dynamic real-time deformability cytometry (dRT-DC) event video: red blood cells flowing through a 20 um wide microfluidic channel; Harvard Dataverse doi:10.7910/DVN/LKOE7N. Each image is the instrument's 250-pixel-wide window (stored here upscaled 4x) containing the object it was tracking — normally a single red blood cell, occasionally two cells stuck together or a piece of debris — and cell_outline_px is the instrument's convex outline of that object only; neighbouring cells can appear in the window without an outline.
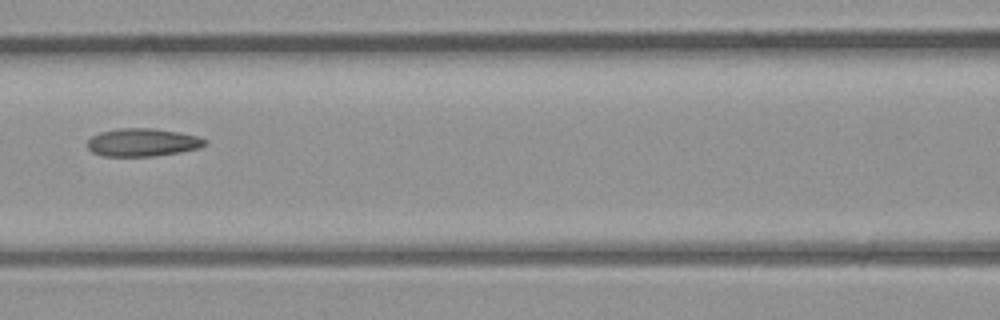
{"species": "common noctule bat (a hibernating species)", "species_latin": "Nyctalus noctula", "temperature_condition": "room temperature", "stored_images_in_passage": 6, "camera_frame_rate_fps": 3000, "um_per_image_px": 0.085, "animal": {"sex": "male", "body_mass_g": 23.1, "forearm_length_mm": 52.7}, "frame": {"image": 1, "passage_image": 6, "time_ms": 6.0, "image_size_px": [1000, 320], "cell_outline_px": [[208, 144], [200, 148], [180, 152], [152, 156], [104, 156], [92, 152], [88, 148], [88, 140], [92, 136], [100, 132], [120, 128], [152, 128], [180, 132], [196, 136], [208, 140]], "centroid_in_image_um": [12.15, 12.1], "position_along_channel_um": 154.5, "area_um2": 19.19}}